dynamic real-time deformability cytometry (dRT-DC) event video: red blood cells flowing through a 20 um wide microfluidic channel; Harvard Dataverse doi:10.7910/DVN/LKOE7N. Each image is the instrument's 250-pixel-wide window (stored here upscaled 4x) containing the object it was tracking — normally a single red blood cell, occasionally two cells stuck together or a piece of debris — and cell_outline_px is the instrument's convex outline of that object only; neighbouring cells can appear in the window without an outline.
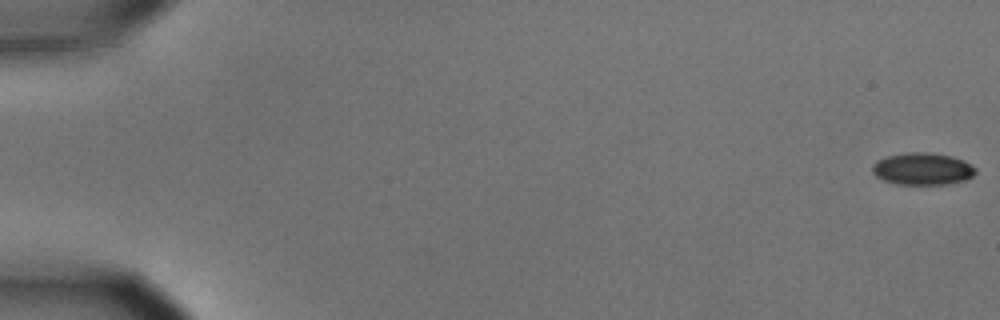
{"species": "common noctule bat (a hibernating species)", "species_latin": "Nyctalus noctula", "temperature_condition": "cold", "stored_images_in_passage": 57, "camera_frame_rate_fps": 3000, "um_per_image_px": 0.085, "animal": {"sex": "male", "body_mass_g": 15.6}, "frame": {"image": 1, "passage_image": 1, "time_ms": 0.0, "image_size_px": [1000, 320], "cell_outline_px": [[976, 172], [968, 180], [948, 184], [896, 184], [884, 180], [876, 176], [872, 172], [872, 164], [876, 160], [888, 156], [908, 152], [932, 152], [952, 156], [964, 160], [972, 164], [976, 168]], "centroid_in_image_um": [78.44, 14.35], "position_along_channel_um": 6.6, "area_um2": 19.59}}
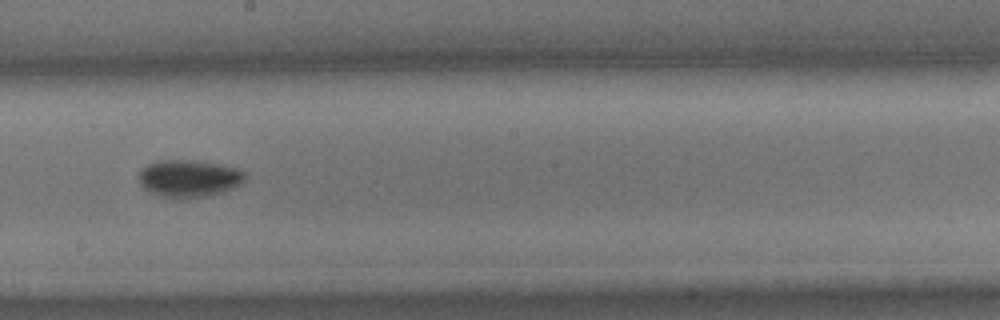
{"frame": {"image": 2, "passage_image": 33, "time_ms": 10.667, "image_size_px": [1000, 320], "cell_outline_px": [[244, 180], [240, 184], [224, 192], [212, 196], [184, 200], [176, 200], [160, 196], [144, 188], [136, 180], [136, 176], [140, 168], [156, 160], [196, 160], [236, 168], [244, 172]], "centroid_in_image_um": [15.99, 15.19], "position_along_channel_um": 232.2, "area_um2": 23.76}}
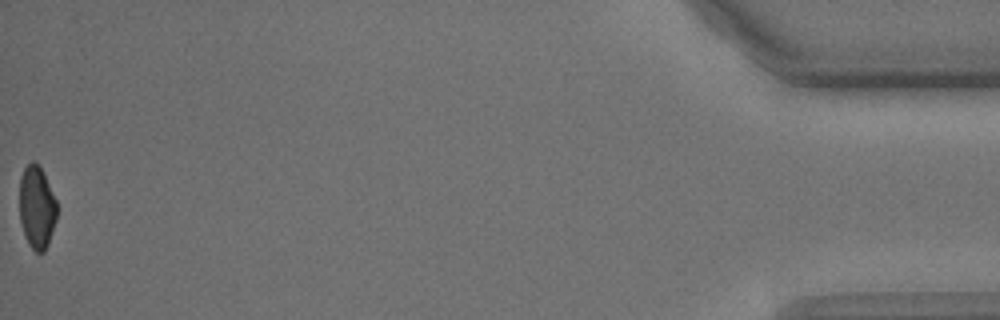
{"frame": {"image": 3, "passage_image": 57, "time_ms": 18.667, "image_size_px": [1000, 320], "cell_outline_px": [[56, 220], [48, 244], [44, 252], [36, 252], [28, 244], [24, 236], [20, 220], [20, 176], [24, 168], [32, 160], [36, 160], [44, 172], [56, 200]], "centroid_in_image_um": [3.12, 17.59], "position_along_channel_um": 432.1, "area_um2": 18.21}, "authors_computed_cell_mechanics": {"area_um2": 20.4612, "velocity_mm_per_s": 3.6255, "shape_relaxation_time_tau1_ms": 2.6873, "shape_relaxation_time_tau2_ms": null, "deformation_change_tau1": 0.0801, "deformation_change_tau2": null}}